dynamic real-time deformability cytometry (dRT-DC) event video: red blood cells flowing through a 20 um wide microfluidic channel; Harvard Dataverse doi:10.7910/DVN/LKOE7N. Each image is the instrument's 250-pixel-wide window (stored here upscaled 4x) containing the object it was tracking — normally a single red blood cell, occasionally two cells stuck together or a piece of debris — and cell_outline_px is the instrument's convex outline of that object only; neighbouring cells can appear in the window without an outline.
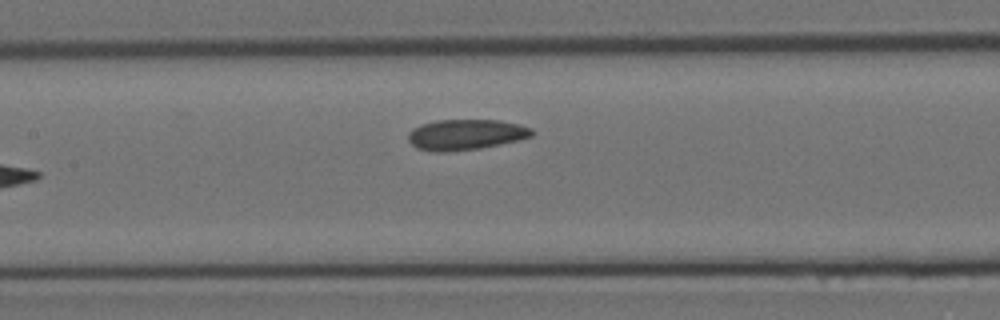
{"species": "Egyptian fruit bat (a non-hibernating species)", "species_latin": "Rousettus aegyptiacus", "temperature_condition": "room temperature", "stored_images_in_passage": 11, "camera_frame_rate_fps": 3000, "um_per_image_px": 0.085, "animal": {"sex": "female"}, "frame": {"image": 1, "passage_image": 11, "time_ms": 3.333, "image_size_px": [1000, 320], "cell_outline_px": [[536, 132], [532, 136], [516, 140], [480, 148], [448, 152], [436, 152], [416, 148], [408, 140], [408, 132], [412, 128], [420, 124], [436, 120], [496, 120], [520, 124], [532, 128]], "centroid_in_image_um": [39.56, 11.43], "position_along_channel_um": 167.8, "area_um2": 22.14}}